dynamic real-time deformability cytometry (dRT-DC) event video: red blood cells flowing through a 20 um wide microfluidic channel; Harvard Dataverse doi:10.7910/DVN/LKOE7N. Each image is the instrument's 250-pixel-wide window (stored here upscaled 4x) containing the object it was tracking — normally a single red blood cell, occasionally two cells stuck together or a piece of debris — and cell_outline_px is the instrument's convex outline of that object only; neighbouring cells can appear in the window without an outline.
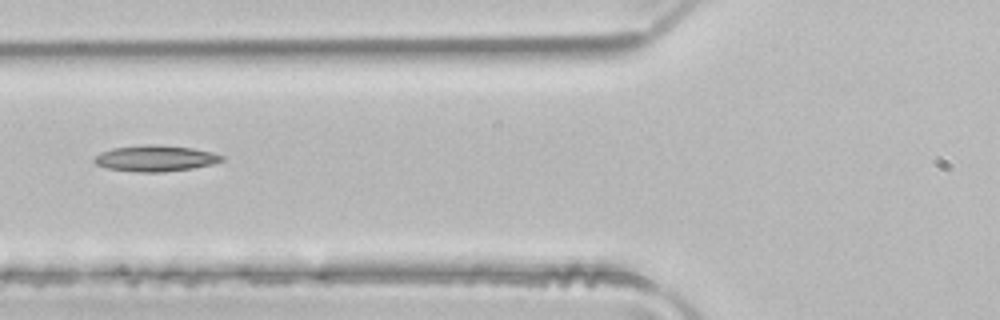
{"species": "common noctule bat (a hibernating species)", "species_latin": "Nyctalus noctula", "temperature_condition": "room temperature", "stored_images_in_passage": 5, "camera_frame_rate_fps": 3000, "um_per_image_px": 0.085, "animal": {"sex": "male", "body_mass_g": 21.5, "forearm_length_mm": 52.0}, "frame": {"image": 1, "passage_image": 5, "time_ms": 1.333, "image_size_px": [1000, 320], "cell_outline_px": [[224, 160], [212, 164], [192, 168], [164, 172], [136, 172], [104, 168], [96, 164], [92, 160], [100, 152], [112, 148], [144, 144], [156, 144], [192, 148], [212, 152], [224, 156]], "centroid_in_image_um": [13.18, 13.46], "position_along_channel_um": 112.6, "area_um2": 19.54}}